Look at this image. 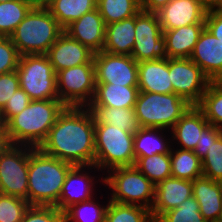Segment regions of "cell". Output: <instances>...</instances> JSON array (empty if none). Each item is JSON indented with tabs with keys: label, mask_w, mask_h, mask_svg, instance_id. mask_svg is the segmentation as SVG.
I'll use <instances>...</instances> for the list:
<instances>
[{
	"label": "cell",
	"mask_w": 222,
	"mask_h": 222,
	"mask_svg": "<svg viewBox=\"0 0 222 222\" xmlns=\"http://www.w3.org/2000/svg\"><path fill=\"white\" fill-rule=\"evenodd\" d=\"M46 55L56 73L77 65L94 64V53L66 32L58 37Z\"/></svg>",
	"instance_id": "obj_16"
},
{
	"label": "cell",
	"mask_w": 222,
	"mask_h": 222,
	"mask_svg": "<svg viewBox=\"0 0 222 222\" xmlns=\"http://www.w3.org/2000/svg\"><path fill=\"white\" fill-rule=\"evenodd\" d=\"M135 43V16L106 25L102 51L131 56Z\"/></svg>",
	"instance_id": "obj_25"
},
{
	"label": "cell",
	"mask_w": 222,
	"mask_h": 222,
	"mask_svg": "<svg viewBox=\"0 0 222 222\" xmlns=\"http://www.w3.org/2000/svg\"><path fill=\"white\" fill-rule=\"evenodd\" d=\"M19 88L20 82L17 71L0 74V111Z\"/></svg>",
	"instance_id": "obj_42"
},
{
	"label": "cell",
	"mask_w": 222,
	"mask_h": 222,
	"mask_svg": "<svg viewBox=\"0 0 222 222\" xmlns=\"http://www.w3.org/2000/svg\"><path fill=\"white\" fill-rule=\"evenodd\" d=\"M131 56L137 62L167 58L165 37L156 13L140 10L135 15V43Z\"/></svg>",
	"instance_id": "obj_11"
},
{
	"label": "cell",
	"mask_w": 222,
	"mask_h": 222,
	"mask_svg": "<svg viewBox=\"0 0 222 222\" xmlns=\"http://www.w3.org/2000/svg\"><path fill=\"white\" fill-rule=\"evenodd\" d=\"M203 176L222 182V135L212 143L202 159Z\"/></svg>",
	"instance_id": "obj_38"
},
{
	"label": "cell",
	"mask_w": 222,
	"mask_h": 222,
	"mask_svg": "<svg viewBox=\"0 0 222 222\" xmlns=\"http://www.w3.org/2000/svg\"><path fill=\"white\" fill-rule=\"evenodd\" d=\"M169 76L173 93L192 106L200 103L211 81L190 58H169Z\"/></svg>",
	"instance_id": "obj_12"
},
{
	"label": "cell",
	"mask_w": 222,
	"mask_h": 222,
	"mask_svg": "<svg viewBox=\"0 0 222 222\" xmlns=\"http://www.w3.org/2000/svg\"><path fill=\"white\" fill-rule=\"evenodd\" d=\"M39 149L73 166L94 165V116L88 107L66 106Z\"/></svg>",
	"instance_id": "obj_1"
},
{
	"label": "cell",
	"mask_w": 222,
	"mask_h": 222,
	"mask_svg": "<svg viewBox=\"0 0 222 222\" xmlns=\"http://www.w3.org/2000/svg\"><path fill=\"white\" fill-rule=\"evenodd\" d=\"M192 196L198 202L200 213L207 222H219L222 214V182L205 176L192 181Z\"/></svg>",
	"instance_id": "obj_20"
},
{
	"label": "cell",
	"mask_w": 222,
	"mask_h": 222,
	"mask_svg": "<svg viewBox=\"0 0 222 222\" xmlns=\"http://www.w3.org/2000/svg\"><path fill=\"white\" fill-rule=\"evenodd\" d=\"M72 167V164L34 148L29 153V204L55 206L60 198L66 175Z\"/></svg>",
	"instance_id": "obj_3"
},
{
	"label": "cell",
	"mask_w": 222,
	"mask_h": 222,
	"mask_svg": "<svg viewBox=\"0 0 222 222\" xmlns=\"http://www.w3.org/2000/svg\"><path fill=\"white\" fill-rule=\"evenodd\" d=\"M208 124L203 112L197 106H191L169 131L172 141H177L172 146L177 143L181 149L194 150L201 139L202 130Z\"/></svg>",
	"instance_id": "obj_22"
},
{
	"label": "cell",
	"mask_w": 222,
	"mask_h": 222,
	"mask_svg": "<svg viewBox=\"0 0 222 222\" xmlns=\"http://www.w3.org/2000/svg\"><path fill=\"white\" fill-rule=\"evenodd\" d=\"M96 199L84 201L70 206L64 214V222H104L107 204H99Z\"/></svg>",
	"instance_id": "obj_35"
},
{
	"label": "cell",
	"mask_w": 222,
	"mask_h": 222,
	"mask_svg": "<svg viewBox=\"0 0 222 222\" xmlns=\"http://www.w3.org/2000/svg\"><path fill=\"white\" fill-rule=\"evenodd\" d=\"M64 32L47 8L33 7L10 36L20 56L47 54Z\"/></svg>",
	"instance_id": "obj_4"
},
{
	"label": "cell",
	"mask_w": 222,
	"mask_h": 222,
	"mask_svg": "<svg viewBox=\"0 0 222 222\" xmlns=\"http://www.w3.org/2000/svg\"><path fill=\"white\" fill-rule=\"evenodd\" d=\"M165 129L162 128H140L134 134V156L135 161L140 157H149L154 154L170 153L171 139H165ZM164 134V135H162Z\"/></svg>",
	"instance_id": "obj_26"
},
{
	"label": "cell",
	"mask_w": 222,
	"mask_h": 222,
	"mask_svg": "<svg viewBox=\"0 0 222 222\" xmlns=\"http://www.w3.org/2000/svg\"><path fill=\"white\" fill-rule=\"evenodd\" d=\"M95 161L101 172L116 167L134 166V134L117 126L94 123Z\"/></svg>",
	"instance_id": "obj_7"
},
{
	"label": "cell",
	"mask_w": 222,
	"mask_h": 222,
	"mask_svg": "<svg viewBox=\"0 0 222 222\" xmlns=\"http://www.w3.org/2000/svg\"><path fill=\"white\" fill-rule=\"evenodd\" d=\"M171 0H141V10L156 13Z\"/></svg>",
	"instance_id": "obj_45"
},
{
	"label": "cell",
	"mask_w": 222,
	"mask_h": 222,
	"mask_svg": "<svg viewBox=\"0 0 222 222\" xmlns=\"http://www.w3.org/2000/svg\"><path fill=\"white\" fill-rule=\"evenodd\" d=\"M138 93V86L96 83L93 100L88 106L134 108Z\"/></svg>",
	"instance_id": "obj_24"
},
{
	"label": "cell",
	"mask_w": 222,
	"mask_h": 222,
	"mask_svg": "<svg viewBox=\"0 0 222 222\" xmlns=\"http://www.w3.org/2000/svg\"><path fill=\"white\" fill-rule=\"evenodd\" d=\"M96 83L138 86V62L129 55L98 52L93 55Z\"/></svg>",
	"instance_id": "obj_13"
},
{
	"label": "cell",
	"mask_w": 222,
	"mask_h": 222,
	"mask_svg": "<svg viewBox=\"0 0 222 222\" xmlns=\"http://www.w3.org/2000/svg\"><path fill=\"white\" fill-rule=\"evenodd\" d=\"M107 172V173H106ZM102 184L111 189L112 202L131 204L151 210L155 197V185L135 166L116 167L106 171Z\"/></svg>",
	"instance_id": "obj_5"
},
{
	"label": "cell",
	"mask_w": 222,
	"mask_h": 222,
	"mask_svg": "<svg viewBox=\"0 0 222 222\" xmlns=\"http://www.w3.org/2000/svg\"><path fill=\"white\" fill-rule=\"evenodd\" d=\"M16 71L31 100H59L57 74L46 54L20 56Z\"/></svg>",
	"instance_id": "obj_8"
},
{
	"label": "cell",
	"mask_w": 222,
	"mask_h": 222,
	"mask_svg": "<svg viewBox=\"0 0 222 222\" xmlns=\"http://www.w3.org/2000/svg\"><path fill=\"white\" fill-rule=\"evenodd\" d=\"M222 135V129L208 124L201 133V139L197 142L194 153L202 160L208 153L212 143Z\"/></svg>",
	"instance_id": "obj_43"
},
{
	"label": "cell",
	"mask_w": 222,
	"mask_h": 222,
	"mask_svg": "<svg viewBox=\"0 0 222 222\" xmlns=\"http://www.w3.org/2000/svg\"><path fill=\"white\" fill-rule=\"evenodd\" d=\"M56 74L59 100L66 106L88 107L96 87L94 64L77 65Z\"/></svg>",
	"instance_id": "obj_9"
},
{
	"label": "cell",
	"mask_w": 222,
	"mask_h": 222,
	"mask_svg": "<svg viewBox=\"0 0 222 222\" xmlns=\"http://www.w3.org/2000/svg\"><path fill=\"white\" fill-rule=\"evenodd\" d=\"M172 147L170 150L172 177L193 181L203 176L202 160L194 153V150Z\"/></svg>",
	"instance_id": "obj_29"
},
{
	"label": "cell",
	"mask_w": 222,
	"mask_h": 222,
	"mask_svg": "<svg viewBox=\"0 0 222 222\" xmlns=\"http://www.w3.org/2000/svg\"><path fill=\"white\" fill-rule=\"evenodd\" d=\"M197 107L209 124L222 129V81H210Z\"/></svg>",
	"instance_id": "obj_32"
},
{
	"label": "cell",
	"mask_w": 222,
	"mask_h": 222,
	"mask_svg": "<svg viewBox=\"0 0 222 222\" xmlns=\"http://www.w3.org/2000/svg\"><path fill=\"white\" fill-rule=\"evenodd\" d=\"M191 106L175 93L139 91L134 111L140 127L162 128L168 132Z\"/></svg>",
	"instance_id": "obj_6"
},
{
	"label": "cell",
	"mask_w": 222,
	"mask_h": 222,
	"mask_svg": "<svg viewBox=\"0 0 222 222\" xmlns=\"http://www.w3.org/2000/svg\"><path fill=\"white\" fill-rule=\"evenodd\" d=\"M20 54L10 37H0V74L16 71Z\"/></svg>",
	"instance_id": "obj_40"
},
{
	"label": "cell",
	"mask_w": 222,
	"mask_h": 222,
	"mask_svg": "<svg viewBox=\"0 0 222 222\" xmlns=\"http://www.w3.org/2000/svg\"><path fill=\"white\" fill-rule=\"evenodd\" d=\"M96 8L97 0H55L47 7L63 29Z\"/></svg>",
	"instance_id": "obj_28"
},
{
	"label": "cell",
	"mask_w": 222,
	"mask_h": 222,
	"mask_svg": "<svg viewBox=\"0 0 222 222\" xmlns=\"http://www.w3.org/2000/svg\"><path fill=\"white\" fill-rule=\"evenodd\" d=\"M169 76V58L138 62L140 92L171 94L173 85Z\"/></svg>",
	"instance_id": "obj_21"
},
{
	"label": "cell",
	"mask_w": 222,
	"mask_h": 222,
	"mask_svg": "<svg viewBox=\"0 0 222 222\" xmlns=\"http://www.w3.org/2000/svg\"><path fill=\"white\" fill-rule=\"evenodd\" d=\"M206 13L199 0H171L156 12L162 31L205 23Z\"/></svg>",
	"instance_id": "obj_15"
},
{
	"label": "cell",
	"mask_w": 222,
	"mask_h": 222,
	"mask_svg": "<svg viewBox=\"0 0 222 222\" xmlns=\"http://www.w3.org/2000/svg\"><path fill=\"white\" fill-rule=\"evenodd\" d=\"M29 207L25 199L0 193V222H21Z\"/></svg>",
	"instance_id": "obj_37"
},
{
	"label": "cell",
	"mask_w": 222,
	"mask_h": 222,
	"mask_svg": "<svg viewBox=\"0 0 222 222\" xmlns=\"http://www.w3.org/2000/svg\"><path fill=\"white\" fill-rule=\"evenodd\" d=\"M134 166L154 185L172 177L170 153L140 157L135 161Z\"/></svg>",
	"instance_id": "obj_33"
},
{
	"label": "cell",
	"mask_w": 222,
	"mask_h": 222,
	"mask_svg": "<svg viewBox=\"0 0 222 222\" xmlns=\"http://www.w3.org/2000/svg\"><path fill=\"white\" fill-rule=\"evenodd\" d=\"M33 7L30 0L0 2V37H10Z\"/></svg>",
	"instance_id": "obj_30"
},
{
	"label": "cell",
	"mask_w": 222,
	"mask_h": 222,
	"mask_svg": "<svg viewBox=\"0 0 222 222\" xmlns=\"http://www.w3.org/2000/svg\"><path fill=\"white\" fill-rule=\"evenodd\" d=\"M192 181L169 177L155 185V197L151 214L156 221L166 211L173 210L192 197Z\"/></svg>",
	"instance_id": "obj_19"
},
{
	"label": "cell",
	"mask_w": 222,
	"mask_h": 222,
	"mask_svg": "<svg viewBox=\"0 0 222 222\" xmlns=\"http://www.w3.org/2000/svg\"><path fill=\"white\" fill-rule=\"evenodd\" d=\"M97 9L106 25L135 16L141 0H97Z\"/></svg>",
	"instance_id": "obj_31"
},
{
	"label": "cell",
	"mask_w": 222,
	"mask_h": 222,
	"mask_svg": "<svg viewBox=\"0 0 222 222\" xmlns=\"http://www.w3.org/2000/svg\"><path fill=\"white\" fill-rule=\"evenodd\" d=\"M205 23L163 31L167 58H190Z\"/></svg>",
	"instance_id": "obj_23"
},
{
	"label": "cell",
	"mask_w": 222,
	"mask_h": 222,
	"mask_svg": "<svg viewBox=\"0 0 222 222\" xmlns=\"http://www.w3.org/2000/svg\"><path fill=\"white\" fill-rule=\"evenodd\" d=\"M33 149L11 145L0 154V193L28 201L29 153Z\"/></svg>",
	"instance_id": "obj_10"
},
{
	"label": "cell",
	"mask_w": 222,
	"mask_h": 222,
	"mask_svg": "<svg viewBox=\"0 0 222 222\" xmlns=\"http://www.w3.org/2000/svg\"><path fill=\"white\" fill-rule=\"evenodd\" d=\"M55 0H30L32 5L37 8H47Z\"/></svg>",
	"instance_id": "obj_48"
},
{
	"label": "cell",
	"mask_w": 222,
	"mask_h": 222,
	"mask_svg": "<svg viewBox=\"0 0 222 222\" xmlns=\"http://www.w3.org/2000/svg\"><path fill=\"white\" fill-rule=\"evenodd\" d=\"M9 1H14V0H0V2H9Z\"/></svg>",
	"instance_id": "obj_49"
},
{
	"label": "cell",
	"mask_w": 222,
	"mask_h": 222,
	"mask_svg": "<svg viewBox=\"0 0 222 222\" xmlns=\"http://www.w3.org/2000/svg\"><path fill=\"white\" fill-rule=\"evenodd\" d=\"M88 109L94 116V123L117 126L119 129L133 134L141 128L134 108L88 106Z\"/></svg>",
	"instance_id": "obj_27"
},
{
	"label": "cell",
	"mask_w": 222,
	"mask_h": 222,
	"mask_svg": "<svg viewBox=\"0 0 222 222\" xmlns=\"http://www.w3.org/2000/svg\"><path fill=\"white\" fill-rule=\"evenodd\" d=\"M30 101L31 99L28 94L19 88L0 111V120L6 124L13 116L23 111L29 105Z\"/></svg>",
	"instance_id": "obj_41"
},
{
	"label": "cell",
	"mask_w": 222,
	"mask_h": 222,
	"mask_svg": "<svg viewBox=\"0 0 222 222\" xmlns=\"http://www.w3.org/2000/svg\"><path fill=\"white\" fill-rule=\"evenodd\" d=\"M205 27L220 41H222V11L213 9L206 13Z\"/></svg>",
	"instance_id": "obj_44"
},
{
	"label": "cell",
	"mask_w": 222,
	"mask_h": 222,
	"mask_svg": "<svg viewBox=\"0 0 222 222\" xmlns=\"http://www.w3.org/2000/svg\"><path fill=\"white\" fill-rule=\"evenodd\" d=\"M21 222H64V214L55 206L30 205Z\"/></svg>",
	"instance_id": "obj_39"
},
{
	"label": "cell",
	"mask_w": 222,
	"mask_h": 222,
	"mask_svg": "<svg viewBox=\"0 0 222 222\" xmlns=\"http://www.w3.org/2000/svg\"><path fill=\"white\" fill-rule=\"evenodd\" d=\"M92 167L95 171L96 169L98 170L95 165L73 166L69 170L62 187L60 198L55 207L64 213L70 206L94 198L93 191L95 190L93 188L96 183L94 179L97 176L93 177V175L90 174L93 172ZM90 169L91 172H89Z\"/></svg>",
	"instance_id": "obj_14"
},
{
	"label": "cell",
	"mask_w": 222,
	"mask_h": 222,
	"mask_svg": "<svg viewBox=\"0 0 222 222\" xmlns=\"http://www.w3.org/2000/svg\"><path fill=\"white\" fill-rule=\"evenodd\" d=\"M155 222H207L200 213V207L192 196L179 207L166 211Z\"/></svg>",
	"instance_id": "obj_36"
},
{
	"label": "cell",
	"mask_w": 222,
	"mask_h": 222,
	"mask_svg": "<svg viewBox=\"0 0 222 222\" xmlns=\"http://www.w3.org/2000/svg\"><path fill=\"white\" fill-rule=\"evenodd\" d=\"M65 107L60 100H31L6 123L12 145L39 148Z\"/></svg>",
	"instance_id": "obj_2"
},
{
	"label": "cell",
	"mask_w": 222,
	"mask_h": 222,
	"mask_svg": "<svg viewBox=\"0 0 222 222\" xmlns=\"http://www.w3.org/2000/svg\"><path fill=\"white\" fill-rule=\"evenodd\" d=\"M11 145L6 124L0 120V154L4 153Z\"/></svg>",
	"instance_id": "obj_46"
},
{
	"label": "cell",
	"mask_w": 222,
	"mask_h": 222,
	"mask_svg": "<svg viewBox=\"0 0 222 222\" xmlns=\"http://www.w3.org/2000/svg\"><path fill=\"white\" fill-rule=\"evenodd\" d=\"M104 222H155L151 211L136 205L109 200Z\"/></svg>",
	"instance_id": "obj_34"
},
{
	"label": "cell",
	"mask_w": 222,
	"mask_h": 222,
	"mask_svg": "<svg viewBox=\"0 0 222 222\" xmlns=\"http://www.w3.org/2000/svg\"><path fill=\"white\" fill-rule=\"evenodd\" d=\"M64 32L95 54L104 47L106 24L96 8L73 21Z\"/></svg>",
	"instance_id": "obj_18"
},
{
	"label": "cell",
	"mask_w": 222,
	"mask_h": 222,
	"mask_svg": "<svg viewBox=\"0 0 222 222\" xmlns=\"http://www.w3.org/2000/svg\"><path fill=\"white\" fill-rule=\"evenodd\" d=\"M190 59L211 81H222V41L206 27L200 34Z\"/></svg>",
	"instance_id": "obj_17"
},
{
	"label": "cell",
	"mask_w": 222,
	"mask_h": 222,
	"mask_svg": "<svg viewBox=\"0 0 222 222\" xmlns=\"http://www.w3.org/2000/svg\"><path fill=\"white\" fill-rule=\"evenodd\" d=\"M202 7L208 12L213 9H219L222 5V0H199Z\"/></svg>",
	"instance_id": "obj_47"
}]
</instances>
